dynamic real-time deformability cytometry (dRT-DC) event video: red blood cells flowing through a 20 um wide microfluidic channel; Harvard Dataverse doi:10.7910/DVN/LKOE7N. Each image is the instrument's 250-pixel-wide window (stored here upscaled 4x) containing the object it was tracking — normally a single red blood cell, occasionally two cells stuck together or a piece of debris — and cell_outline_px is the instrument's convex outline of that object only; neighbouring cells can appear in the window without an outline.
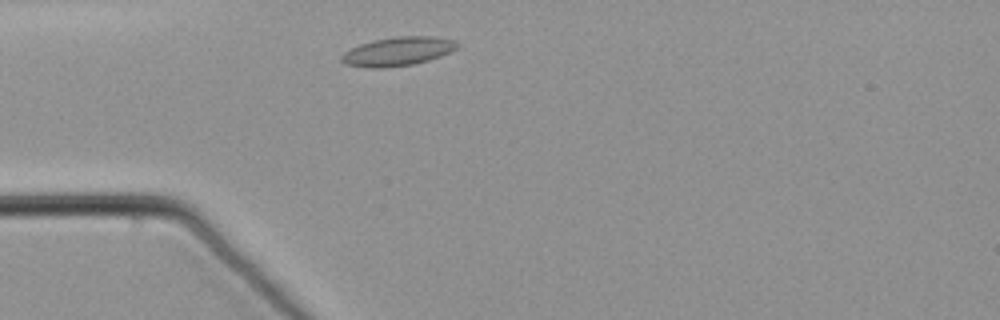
{"species": "common noctule bat (a hibernating species)", "species_latin": "Nyctalus noctula", "temperature_condition": "warm", "stored_images_in_passage": 45, "camera_frame_rate_fps": 3000, "um_per_image_px": 0.085, "animal": {"sex": "male", "body_mass_g": 21.5, "forearm_length_mm": 52.0}, "frame": {"image": 1, "passage_image": 3, "time_ms": 0.667, "image_size_px": [1000, 320], "cell_outline_px": [[460, 44], [456, 48], [440, 56], [428, 60], [412, 64], [384, 68], [372, 68], [344, 64], [340, 60], [340, 56], [344, 52], [360, 44], [372, 40], [396, 36], [436, 36], [456, 40]], "centroid_in_image_um": [33.8, 4.36], "position_along_channel_um": 51.2, "area_um2": 19.48}}
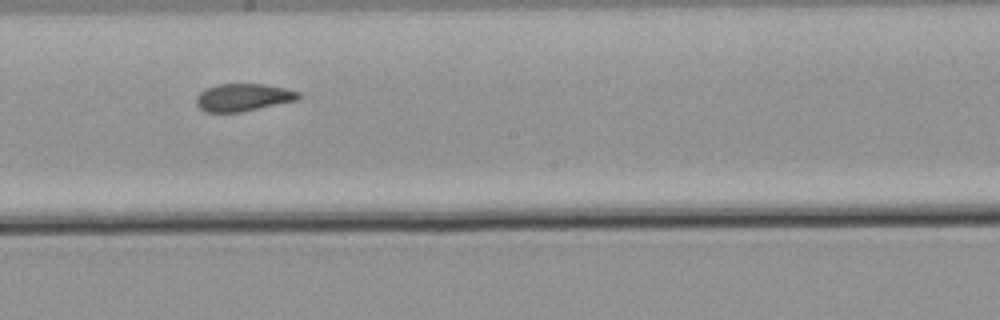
{"frame": {"image": 2, "passage_image": 19, "time_ms": 6.0, "image_size_px": [1000, 320], "cell_outline_px": [[300, 100], [240, 112], [204, 112], [196, 104], [196, 96], [204, 88], [216, 84], [264, 84], [284, 88], [300, 92]], "centroid_in_image_um": [20.66, 8.27], "position_along_channel_um": 227.5, "area_um2": 16.59}}
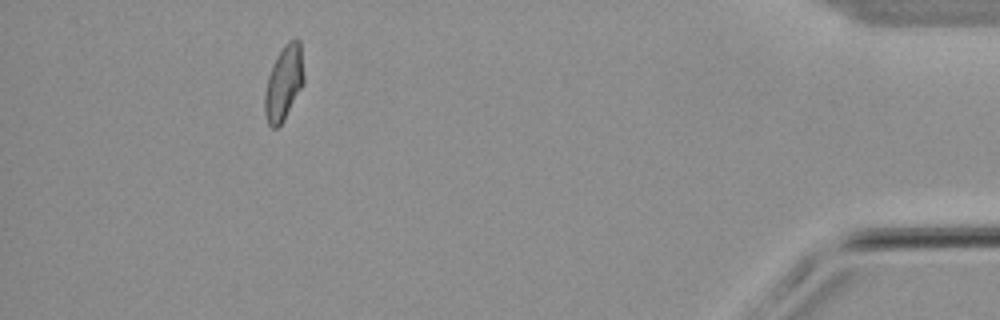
{"frame": {"image": 3, "passage_image": 40, "time_ms": 13.0, "image_size_px": [1000, 320], "cell_outline_px": [[304, 84], [284, 120], [276, 128], [272, 128], [268, 124], [264, 112], [264, 96], [268, 76], [272, 64], [276, 56], [284, 44], [288, 40], [300, 40], [304, 76]], "centroid_in_image_um": [24.12, 7.05], "position_along_channel_um": 411.1, "area_um2": 17.17}}